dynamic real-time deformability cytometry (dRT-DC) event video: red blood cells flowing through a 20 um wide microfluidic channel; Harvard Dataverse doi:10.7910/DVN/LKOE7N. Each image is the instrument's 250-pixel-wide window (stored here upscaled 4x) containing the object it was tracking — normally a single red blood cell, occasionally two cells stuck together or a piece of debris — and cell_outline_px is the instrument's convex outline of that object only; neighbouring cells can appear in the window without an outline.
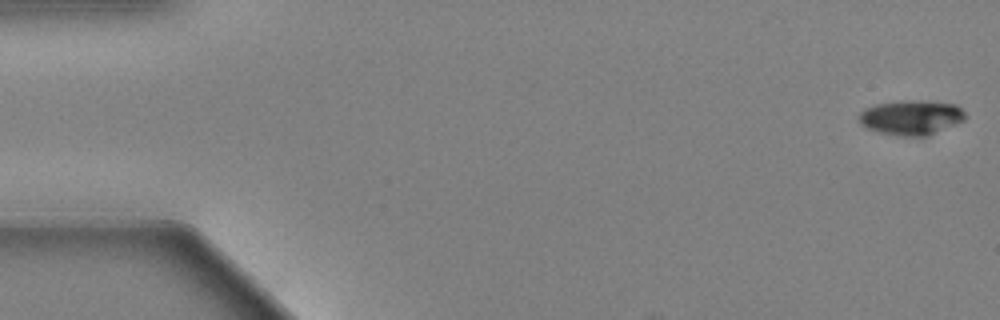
{"species": "Egyptian fruit bat (a non-hibernating species)", "species_latin": "Rousettus aegyptiacus", "temperature_condition": "warm", "stored_images_in_passage": 57, "camera_frame_rate_fps": 3000, "um_per_image_px": 0.085, "animal": {"sex": "female"}, "frame": {"image": 1, "passage_image": 1, "time_ms": 0.0, "image_size_px": [1000, 320], "cell_outline_px": [[968, 116], [964, 120], [924, 136], [904, 136], [880, 132], [864, 128], [860, 124], [856, 116], [864, 108], [872, 104], [900, 100], [916, 100], [956, 104]], "centroid_in_image_um": [77.37, 9.96], "position_along_channel_um": 7.6, "area_um2": 21.62}}
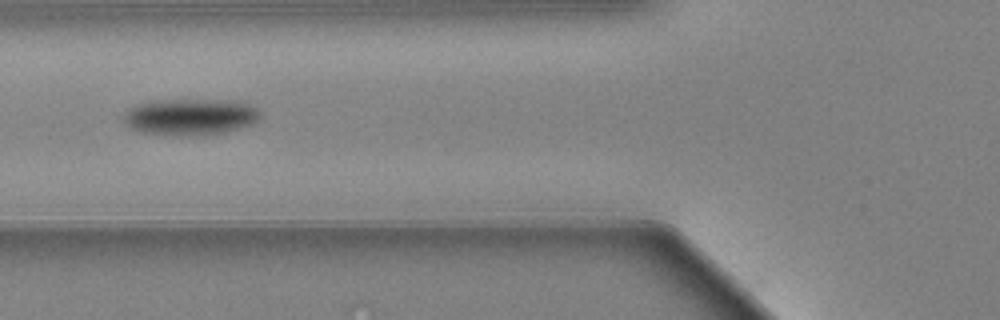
{"frame": {"image": 2, "passage_image": 22, "time_ms": 7.0, "image_size_px": [1000, 320], "cell_outline_px": [[260, 116], [252, 124], [224, 132], [192, 136], [140, 132], [132, 128], [120, 116], [128, 108], [136, 104], [160, 100], [244, 100], [256, 108], [260, 112]], "centroid_in_image_um": [16.18, 9.91], "position_along_channel_um": 109.6, "area_um2": 29.07}}
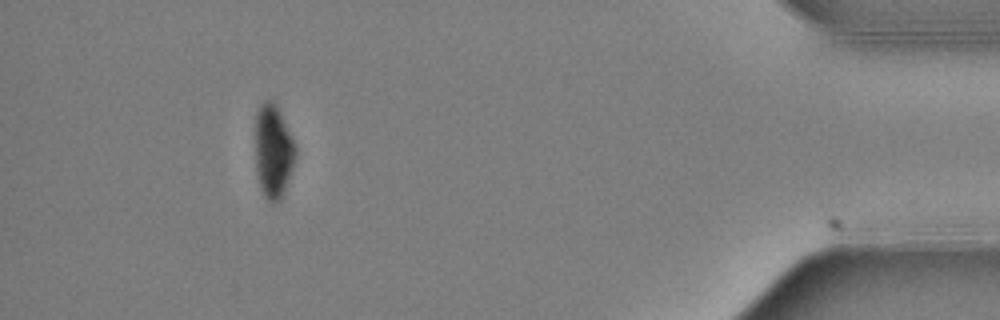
{"frame": {"image": 3, "passage_image": 52, "time_ms": 17.0, "image_size_px": [1000, 320], "cell_outline_px": [[296, 156], [292, 168], [280, 200], [272, 204], [264, 196], [260, 188], [256, 168], [256, 112], [260, 104], [264, 100], [268, 100], [276, 108], [296, 144]], "centroid_in_image_um": [23.21, 12.9], "position_along_channel_um": 412.0, "area_um2": 21.39}, "authors_computed_cell_mechanics": {"area_um2": 24.3338, "velocity_mm_per_s": 3.6247, "shape_relaxation_time_tau1_ms": 1.7457, "shape_relaxation_time_tau2_ms": null, "deformation_change_tau1": 0.1397, "deformation_change_tau2": null}}